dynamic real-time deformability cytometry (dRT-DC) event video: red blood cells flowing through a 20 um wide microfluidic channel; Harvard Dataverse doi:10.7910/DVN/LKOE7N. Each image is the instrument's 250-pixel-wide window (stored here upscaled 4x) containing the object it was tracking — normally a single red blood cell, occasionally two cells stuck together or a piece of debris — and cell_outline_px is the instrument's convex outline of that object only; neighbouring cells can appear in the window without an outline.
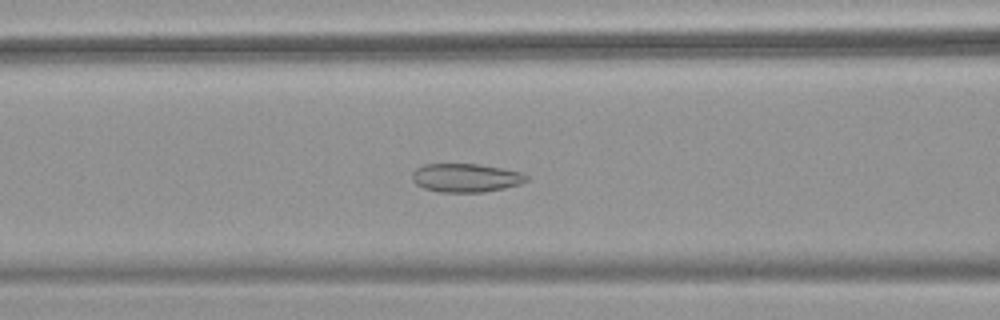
{"species": "common noctule bat (a hibernating species)", "species_latin": "Nyctalus noctula", "temperature_condition": "warm", "stored_images_in_passage": 54, "camera_frame_rate_fps": 3000, "um_per_image_px": 0.085, "animal": {"sex": "female", "body_mass_g": 18.4}, "frame": {"image": 1, "passage_image": 22, "time_ms": 7.0, "image_size_px": [1000, 320], "cell_outline_px": [[528, 180], [520, 184], [504, 188], [484, 192], [440, 192], [424, 188], [416, 184], [412, 180], [412, 172], [416, 168], [424, 164], [480, 164], [524, 172], [528, 176]], "centroid_in_image_um": [39.61, 15.11], "position_along_channel_um": 127.0, "area_um2": 19.19}}
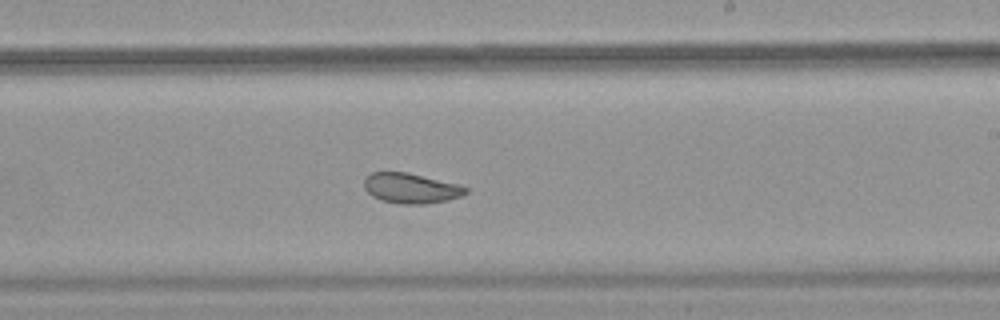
{"frame": {"image": 2, "passage_image": 32, "time_ms": 10.333, "image_size_px": [1000, 320], "cell_outline_px": [[468, 192], [460, 196], [448, 200], [424, 204], [400, 204], [380, 200], [372, 196], [364, 188], [364, 180], [372, 172], [408, 172], [456, 184], [468, 188]], "centroid_in_image_um": [34.91, 16.01], "position_along_channel_um": 254.1, "area_um2": 17.74}}
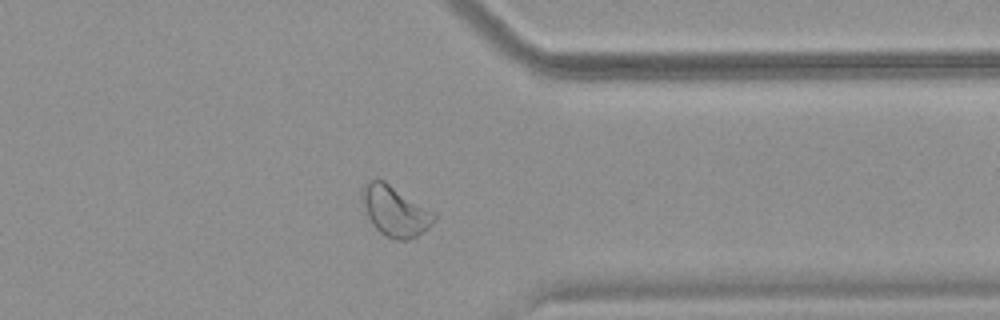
{"frame": {"image": 3, "passage_image": 42, "time_ms": 13.667, "image_size_px": [1000, 320], "cell_outline_px": [[436, 220], [428, 228], [416, 236], [408, 240], [392, 240], [384, 236], [372, 224], [360, 200], [360, 188], [368, 180], [384, 180], [436, 212]], "centroid_in_image_um": [33.56, 17.93], "position_along_channel_um": 377.8, "area_um2": 21.56}, "authors_computed_cell_mechanics": {"area_um2": 22.9177, "velocity_mm_per_s": 3.8365, "shape_relaxation_time_tau1_ms": null, "shape_relaxation_time_tau2_ms": 1.5298, "deformation_change_tau1": null, "deformation_change_tau2": 0.0676}}